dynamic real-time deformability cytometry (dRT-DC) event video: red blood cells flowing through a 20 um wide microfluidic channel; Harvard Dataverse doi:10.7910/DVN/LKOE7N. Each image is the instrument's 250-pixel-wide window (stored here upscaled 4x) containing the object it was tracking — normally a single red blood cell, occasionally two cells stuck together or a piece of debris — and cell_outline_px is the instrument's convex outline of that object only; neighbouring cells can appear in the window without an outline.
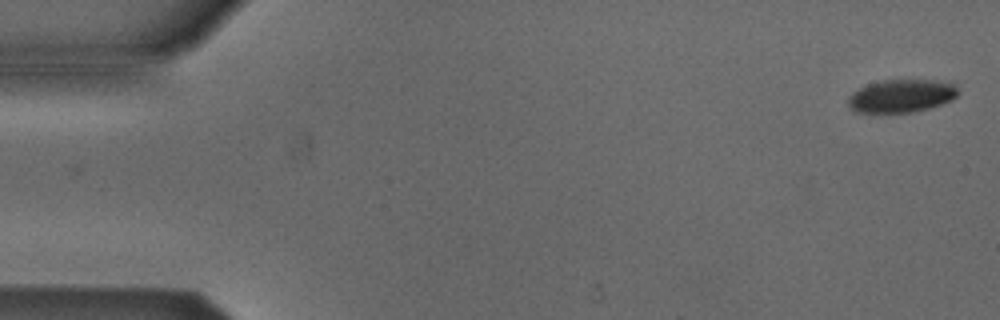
{"species": "Egyptian fruit bat (a non-hibernating species)", "species_latin": "Rousettus aegyptiacus", "temperature_condition": "cold", "stored_images_in_passage": 4, "camera_frame_rate_fps": 3000, "um_per_image_px": 0.085, "animal": {"sex": "male"}, "frame": {"image": 1, "passage_image": 1, "time_ms": 0.0, "image_size_px": [1000, 320], "cell_outline_px": [[956, 96], [952, 100], [928, 108], [912, 112], [856, 112], [848, 104], [848, 96], [852, 92], [868, 84], [884, 80], [932, 80], [956, 84]], "centroid_in_image_um": [76.6, 8.15], "position_along_channel_um": 8.4, "area_um2": 20.81}}